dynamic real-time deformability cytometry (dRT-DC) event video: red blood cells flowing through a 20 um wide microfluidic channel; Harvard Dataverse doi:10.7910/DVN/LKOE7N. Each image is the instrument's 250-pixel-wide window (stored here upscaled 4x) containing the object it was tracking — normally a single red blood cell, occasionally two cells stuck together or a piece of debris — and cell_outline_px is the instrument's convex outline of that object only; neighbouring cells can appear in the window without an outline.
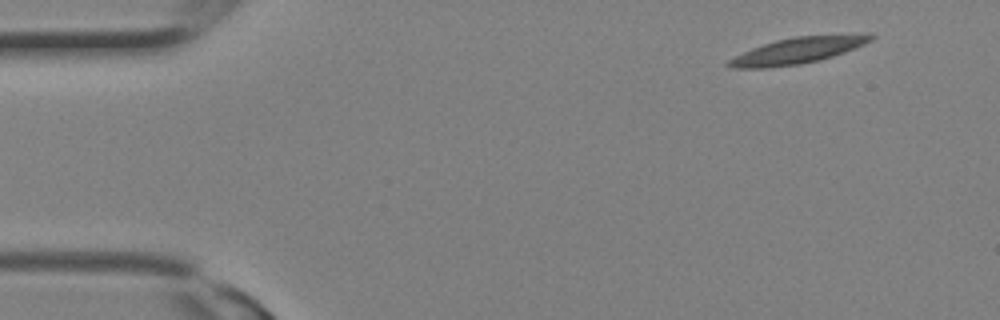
{"species": "Egyptian fruit bat (a non-hibernating species)", "species_latin": "Rousettus aegyptiacus", "temperature_condition": "room temperature", "stored_images_in_passage": 7, "camera_frame_rate_fps": 3000, "um_per_image_px": 0.085, "animal": {"sex": "female"}, "frame": {"image": 1, "passage_image": 1, "time_ms": 0.0, "image_size_px": [1000, 320], "cell_outline_px": [[876, 36], [872, 40], [864, 44], [844, 52], [820, 60], [800, 64], [768, 68], [728, 68], [724, 64], [728, 60], [752, 48], [776, 40], [796, 36], [864, 32], [872, 32]], "centroid_in_image_um": [67.89, 4.27], "position_along_channel_um": 17.1, "area_um2": 22.14}}
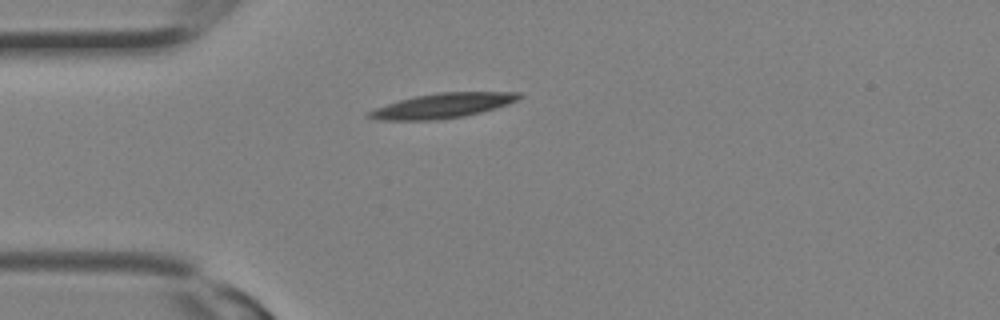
{"frame": {"image": 2, "passage_image": 6, "time_ms": 1.667, "image_size_px": [1000, 320], "cell_outline_px": [[524, 96], [520, 100], [496, 108], [464, 116], [436, 120], [376, 120], [364, 116], [368, 112], [376, 108], [400, 100], [416, 96], [436, 92], [520, 92]], "centroid_in_image_um": [37.66, 8.98], "position_along_channel_um": 47.3, "area_um2": 21.73}}